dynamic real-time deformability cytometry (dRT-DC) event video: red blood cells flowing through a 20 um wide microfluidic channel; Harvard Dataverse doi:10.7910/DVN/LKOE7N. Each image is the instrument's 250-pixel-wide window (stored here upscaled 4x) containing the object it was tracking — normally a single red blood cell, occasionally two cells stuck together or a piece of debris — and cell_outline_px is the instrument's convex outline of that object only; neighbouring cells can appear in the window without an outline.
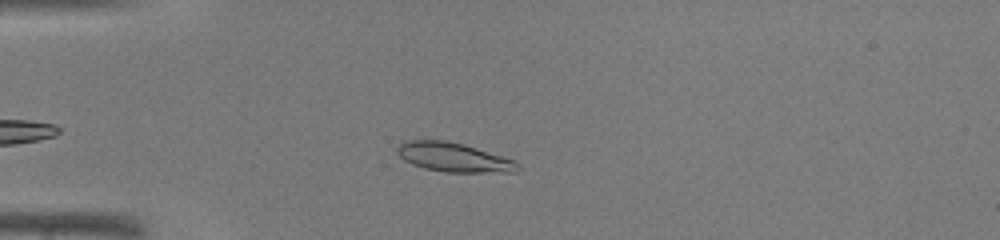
{"species": "common noctule bat (a hibernating species)", "species_latin": "Nyctalus noctula", "temperature_condition": "warm", "stored_images_in_passage": 27, "camera_frame_rate_fps": 3000, "um_per_image_px": 0.085, "animal": {"sex": "male", "body_mass_g": 19.0, "forearm_length_mm": 50.8}, "frame": {"image": 1, "passage_image": 10, "time_ms": 3.0, "image_size_px": [1000, 240], "cell_outline_px": [[520, 168], [516, 172], [448, 172], [424, 168], [412, 164], [404, 160], [396, 152], [396, 148], [404, 140], [444, 140], [464, 144], [516, 160], [520, 164]], "centroid_in_image_um": [38.58, 13.36], "position_along_channel_um": 46.4, "area_um2": 20.58}}
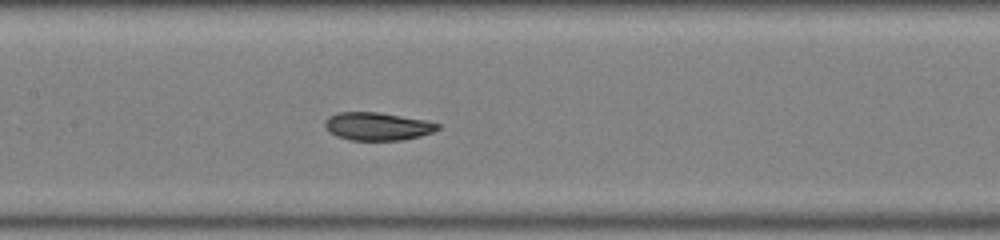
{"frame": {"image": 2, "passage_image": 20, "time_ms": 6.333, "image_size_px": [1000, 240], "cell_outline_px": [[440, 128], [432, 132], [420, 136], [400, 140], [352, 140], [336, 136], [328, 132], [324, 124], [324, 120], [328, 116], [336, 112], [376, 112], [428, 120], [440, 124]], "centroid_in_image_um": [32.06, 10.73], "position_along_channel_um": 175.3, "area_um2": 18.5}}
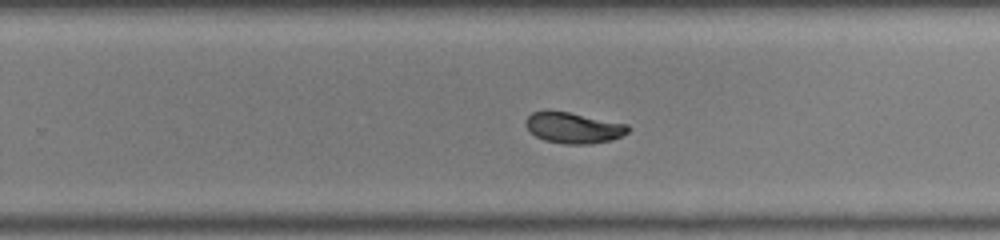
{"frame": {"image": 3, "passage_image": 27, "time_ms": 8.667, "image_size_px": [1000, 240], "cell_outline_px": [[632, 128], [628, 132], [612, 140], [592, 144], [564, 144], [544, 140], [536, 136], [524, 124], [524, 120], [532, 112], [548, 108], [628, 124]], "centroid_in_image_um": [48.72, 10.84], "position_along_channel_um": 281.1, "area_um2": 18.79}}